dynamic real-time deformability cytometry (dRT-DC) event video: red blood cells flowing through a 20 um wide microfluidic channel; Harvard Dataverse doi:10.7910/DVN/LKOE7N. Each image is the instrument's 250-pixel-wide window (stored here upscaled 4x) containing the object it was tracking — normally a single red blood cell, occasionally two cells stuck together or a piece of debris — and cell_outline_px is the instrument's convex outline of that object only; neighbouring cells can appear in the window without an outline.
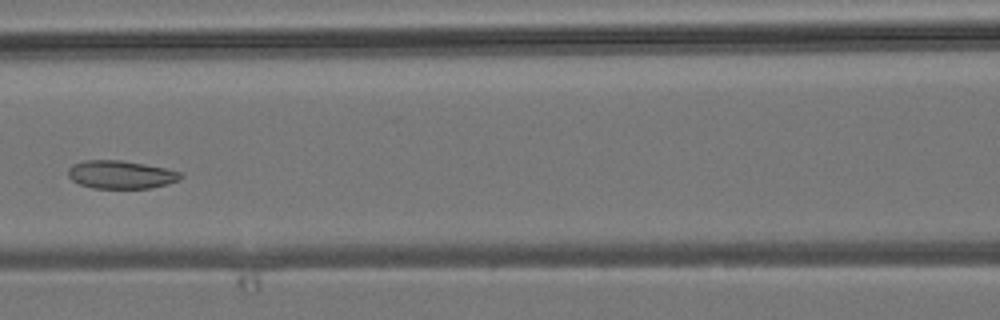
{"species": "common noctule bat (a hibernating species)", "species_latin": "Nyctalus noctula", "temperature_condition": "room temperature", "stored_images_in_passage": 6, "camera_frame_rate_fps": 3000, "um_per_image_px": 0.085, "animal": {"sex": "male", "body_mass_g": 19.2, "forearm_length_mm": 51.8}, "frame": {"image": 1, "passage_image": 6, "time_ms": 5.667, "image_size_px": [1000, 320], "cell_outline_px": [[184, 176], [180, 180], [168, 184], [148, 188], [92, 188], [80, 184], [72, 180], [68, 176], [68, 168], [72, 164], [84, 160], [120, 160], [144, 164], [164, 168], [180, 172]], "centroid_in_image_um": [10.26, 14.84], "position_along_channel_um": 156.3, "area_um2": 18.44}}